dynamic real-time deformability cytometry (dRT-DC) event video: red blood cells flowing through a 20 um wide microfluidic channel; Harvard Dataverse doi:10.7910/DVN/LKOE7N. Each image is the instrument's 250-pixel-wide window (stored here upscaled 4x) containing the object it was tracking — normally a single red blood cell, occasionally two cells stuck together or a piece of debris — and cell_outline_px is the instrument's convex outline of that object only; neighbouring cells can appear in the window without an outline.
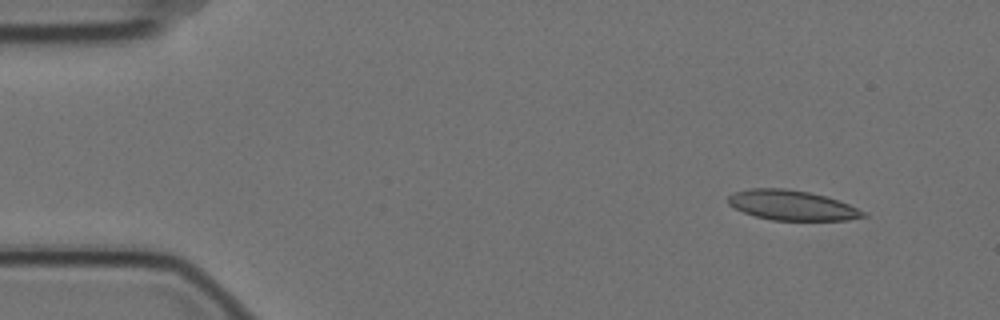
{"species": "Egyptian fruit bat (a non-hibernating species)", "species_latin": "Rousettus aegyptiacus", "temperature_condition": "cold", "stored_images_in_passage": 4, "camera_frame_rate_fps": 3000, "um_per_image_px": 0.085, "animal": {"sex": "female"}, "frame": {"image": 1, "passage_image": 1, "time_ms": 0.0, "image_size_px": [1000, 320], "cell_outline_px": [[868, 216], [848, 220], [772, 220], [756, 216], [744, 212], [728, 204], [728, 196], [732, 192], [748, 188], [784, 188], [808, 192], [824, 196], [848, 204], [864, 212]], "centroid_in_image_um": [67.27, 17.44], "position_along_channel_um": 17.7, "area_um2": 23.35}}
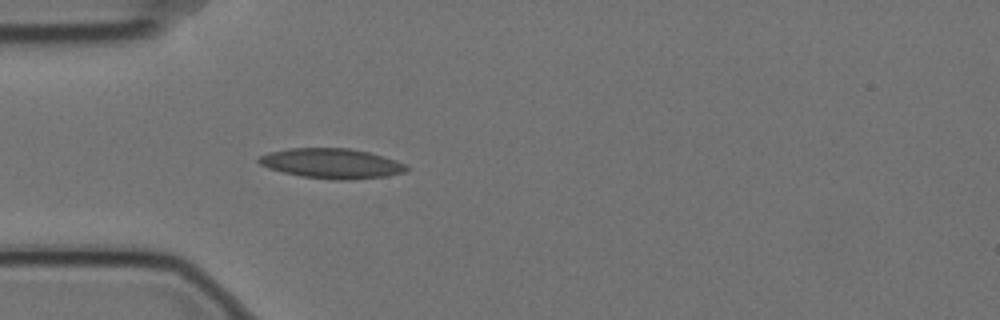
{"frame": {"image": 2, "passage_image": 4, "time_ms": 1.0, "image_size_px": [1000, 320], "cell_outline_px": [[408, 168], [404, 172], [384, 176], [348, 180], [332, 180], [300, 176], [268, 168], [260, 164], [256, 160], [260, 156], [268, 152], [288, 148], [348, 148], [368, 152], [384, 156], [396, 160], [404, 164]], "centroid_in_image_um": [28.15, 13.89], "position_along_channel_um": 56.9, "area_um2": 25.72}}